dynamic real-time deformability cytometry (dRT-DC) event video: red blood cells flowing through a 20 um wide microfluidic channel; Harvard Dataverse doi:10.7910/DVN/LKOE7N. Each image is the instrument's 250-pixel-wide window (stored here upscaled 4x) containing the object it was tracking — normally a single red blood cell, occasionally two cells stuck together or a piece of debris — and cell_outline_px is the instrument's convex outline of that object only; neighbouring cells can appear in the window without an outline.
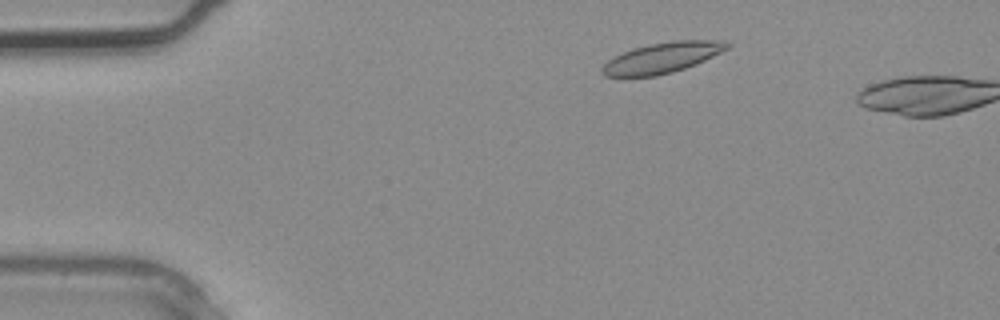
{"species": "common noctule bat (a hibernating species)", "species_latin": "Nyctalus noctula", "temperature_condition": "warm", "stored_images_in_passage": 4, "camera_frame_rate_fps": 3000, "um_per_image_px": 0.085, "animal": {"sex": "male", "body_mass_g": 20.4}, "frame": {"image": 1, "passage_image": 2, "time_ms": 0.333, "image_size_px": [1000, 320], "cell_outline_px": [[732, 44], [728, 48], [696, 64], [672, 72], [656, 76], [604, 76], [600, 72], [600, 68], [608, 60], [624, 52], [648, 44], [672, 40], [724, 40]], "centroid_in_image_um": [56.3, 4.9], "position_along_channel_um": 28.7, "area_um2": 22.08}}